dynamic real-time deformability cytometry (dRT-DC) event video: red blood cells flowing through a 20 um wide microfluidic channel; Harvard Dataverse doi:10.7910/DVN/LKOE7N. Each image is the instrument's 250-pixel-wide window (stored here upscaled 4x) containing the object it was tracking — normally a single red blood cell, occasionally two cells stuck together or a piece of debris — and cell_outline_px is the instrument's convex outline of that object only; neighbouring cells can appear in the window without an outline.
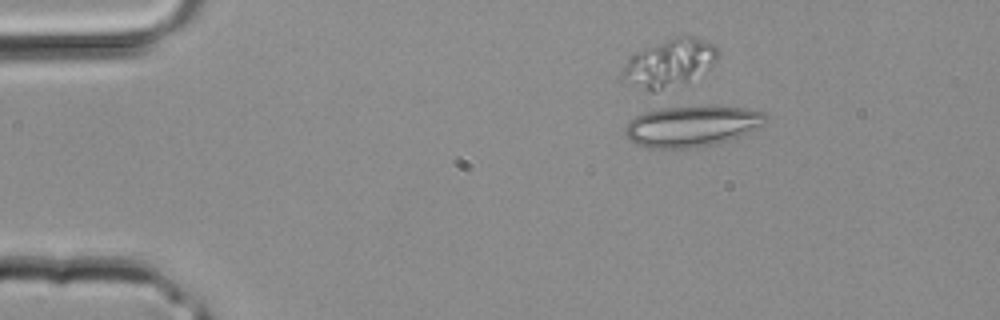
{"species": "common noctule bat (a hibernating species)", "species_latin": "Nyctalus noctula", "temperature_condition": "room temperature", "stored_images_in_passage": 2, "camera_frame_rate_fps": 3000, "um_per_image_px": 0.085, "animal": {"sex": "male", "body_mass_g": 20.4}, "frame": {"image": 1, "passage_image": 1, "time_ms": 0.0, "image_size_px": [1000, 320], "cell_outline_px": [[768, 120], [748, 136], [712, 144], [688, 148], [648, 148], [636, 144], [624, 132], [624, 128], [636, 116], [652, 108], [744, 108], [764, 112], [768, 116]], "centroid_in_image_um": [58.86, 10.75], "position_along_channel_um": 26.1, "area_um2": 33.12}}